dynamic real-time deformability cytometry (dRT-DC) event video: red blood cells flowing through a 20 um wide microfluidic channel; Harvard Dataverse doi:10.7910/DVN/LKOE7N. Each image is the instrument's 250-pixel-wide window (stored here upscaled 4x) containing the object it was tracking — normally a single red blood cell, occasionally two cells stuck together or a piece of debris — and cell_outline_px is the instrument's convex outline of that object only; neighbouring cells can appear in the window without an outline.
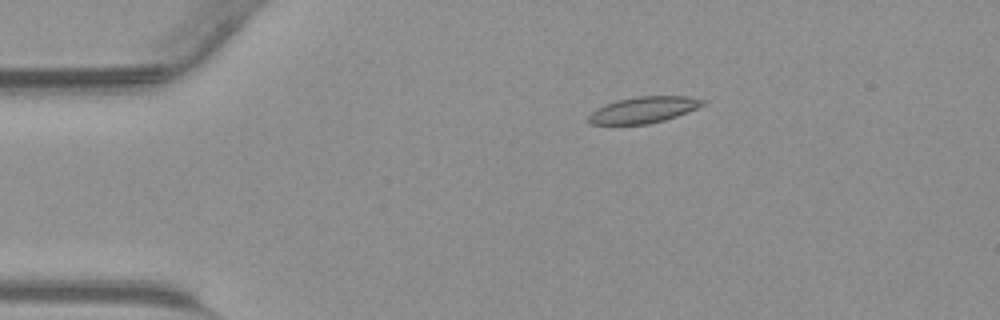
{"species": "common noctule bat (a hibernating species)", "species_latin": "Nyctalus noctula", "temperature_condition": "warm", "stored_images_in_passage": 37, "camera_frame_rate_fps": 3000, "um_per_image_px": 0.085, "animal": {"sex": "male", "body_mass_g": 23.1, "forearm_length_mm": 52.7}, "frame": {"image": 1, "passage_image": 1, "time_ms": 0.0, "image_size_px": [1000, 320], "cell_outline_px": [[708, 100], [704, 104], [696, 108], [676, 116], [664, 120], [648, 124], [588, 124], [588, 116], [596, 108], [604, 104], [616, 100], [636, 96], [688, 96]], "centroid_in_image_um": [54.69, 9.32], "position_along_channel_um": 30.3, "area_um2": 17.51}}
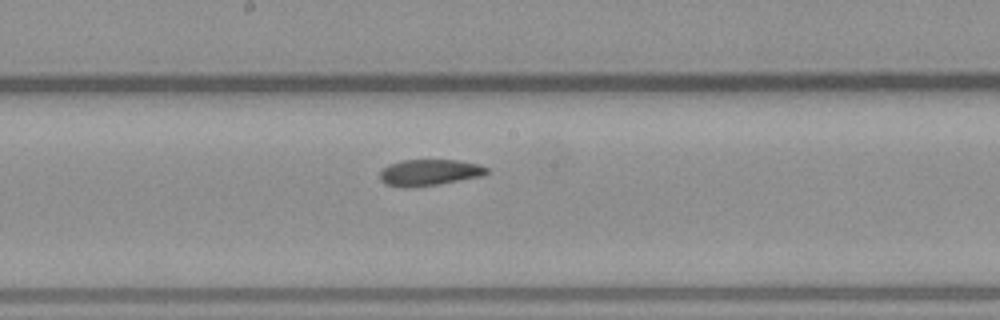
{"frame": {"image": 2, "passage_image": 16, "time_ms": 5.0, "image_size_px": [1000, 320], "cell_outline_px": [[488, 172], [484, 176], [436, 184], [404, 188], [384, 184], [380, 180], [380, 172], [388, 164], [404, 160], [456, 160], [480, 164], [488, 168]], "centroid_in_image_um": [36.49, 14.66], "position_along_channel_um": 211.7, "area_um2": 16.36}}
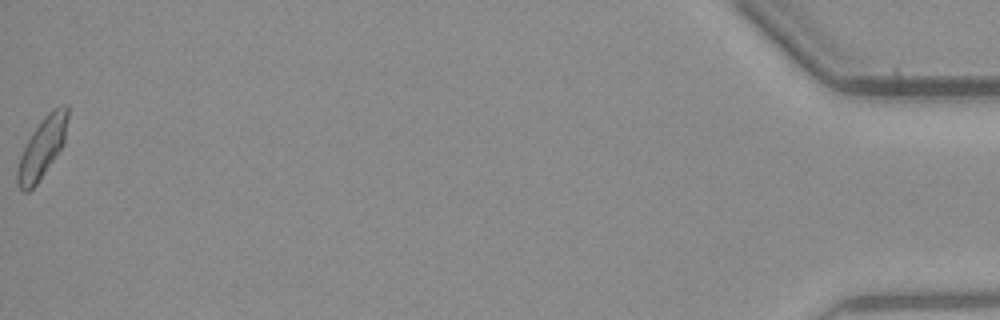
{"frame": {"image": 3, "passage_image": 37, "time_ms": 12.0, "image_size_px": [1000, 320], "cell_outline_px": [[68, 116], [64, 144], [36, 184], [28, 192], [24, 192], [16, 184], [16, 168], [20, 156], [32, 132], [44, 116], [52, 108], [60, 104], [68, 104]], "centroid_in_image_um": [3.58, 12.53], "position_along_channel_um": 431.6, "area_um2": 17.69}}